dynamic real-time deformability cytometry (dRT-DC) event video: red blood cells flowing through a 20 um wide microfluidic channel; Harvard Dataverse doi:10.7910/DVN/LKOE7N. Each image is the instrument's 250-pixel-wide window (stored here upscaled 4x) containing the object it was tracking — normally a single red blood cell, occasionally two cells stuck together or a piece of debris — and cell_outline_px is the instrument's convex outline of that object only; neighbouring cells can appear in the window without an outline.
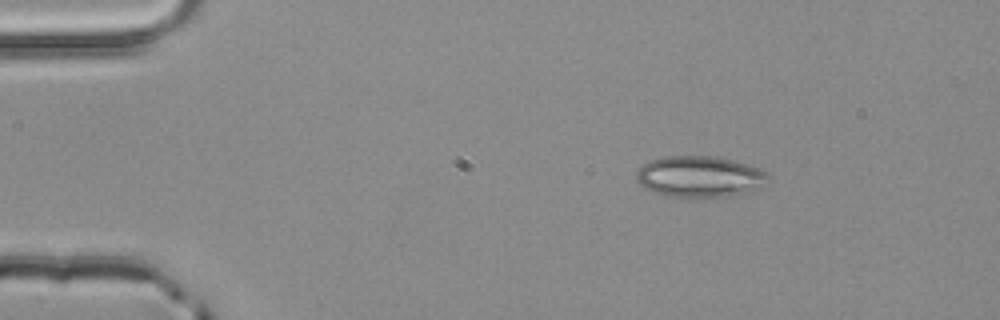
{"species": "common noctule bat (a hibernating species)", "species_latin": "Nyctalus noctula", "temperature_condition": "room temperature", "stored_images_in_passage": 2, "camera_frame_rate_fps": 3000, "um_per_image_px": 0.085, "animal": {"sex": "male", "body_mass_g": 20.4}, "frame": {"image": 1, "passage_image": 1, "time_ms": 0.0, "image_size_px": [1000, 320], "cell_outline_px": [[768, 176], [764, 184], [760, 188], [748, 192], [728, 196], [668, 196], [644, 188], [636, 180], [636, 172], [648, 160], [664, 156], [716, 156], [748, 164], [764, 172]], "centroid_in_image_um": [59.44, 14.99], "position_along_channel_um": 25.6, "area_um2": 31.27}}